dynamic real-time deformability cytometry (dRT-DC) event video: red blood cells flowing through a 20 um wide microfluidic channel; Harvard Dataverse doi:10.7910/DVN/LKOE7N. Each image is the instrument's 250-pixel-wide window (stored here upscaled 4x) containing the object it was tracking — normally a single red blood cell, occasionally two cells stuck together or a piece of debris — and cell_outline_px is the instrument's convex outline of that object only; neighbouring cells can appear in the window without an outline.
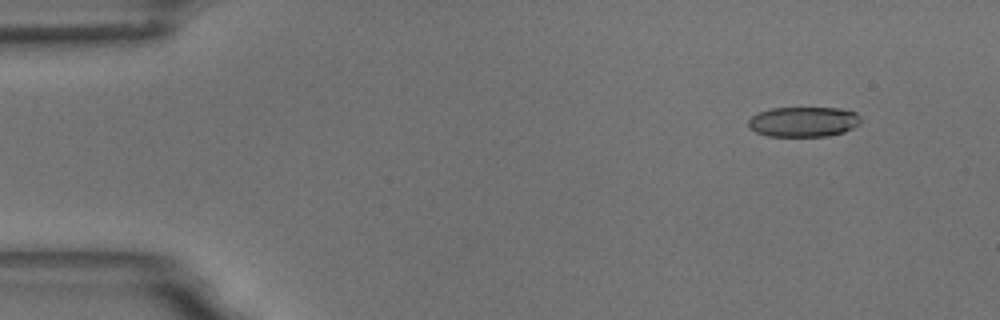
{"species": "common noctule bat (a hibernating species)", "species_latin": "Nyctalus noctula", "temperature_condition": "room temperature", "stored_images_in_passage": 51, "camera_frame_rate_fps": 3000, "um_per_image_px": 0.085, "animal": {"sex": "male", "body_mass_g": 18.8}, "frame": {"image": 1, "passage_image": 1, "time_ms": 0.0, "image_size_px": [1000, 320], "cell_outline_px": [[860, 124], [844, 132], [828, 136], [768, 136], [756, 132], [748, 128], [748, 120], [752, 116], [760, 112], [772, 108], [840, 108], [856, 112], [860, 116]], "centroid_in_image_um": [68.3, 10.35], "position_along_channel_um": 16.7, "area_um2": 19.77}}
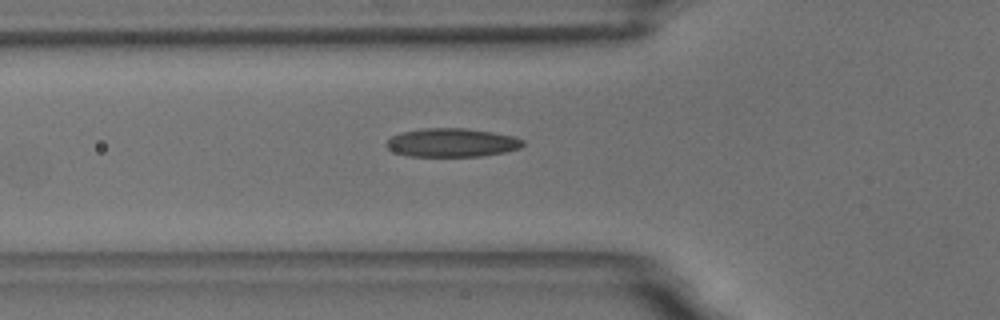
{"frame": {"image": 2, "passage_image": 15, "time_ms": 4.667, "image_size_px": [1000, 320], "cell_outline_px": [[524, 144], [520, 148], [504, 152], [480, 156], [408, 156], [396, 152], [388, 148], [384, 144], [392, 136], [400, 132], [424, 128], [468, 128], [492, 132], [512, 136], [524, 140]], "centroid_in_image_um": [38.4, 12.12], "position_along_channel_um": 87.4, "area_um2": 22.72}}
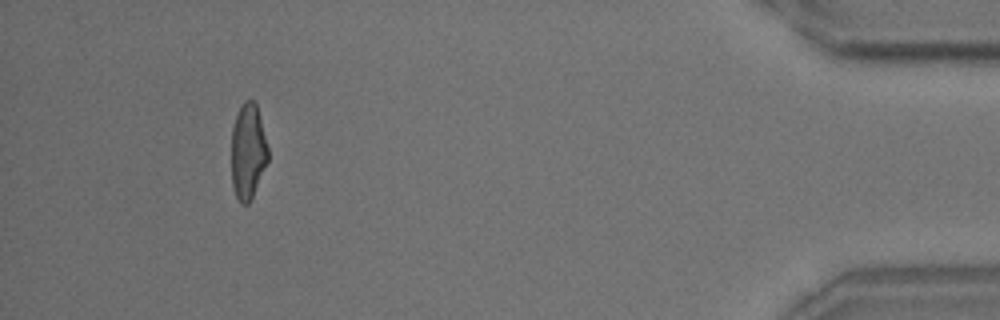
{"frame": {"image": 3, "passage_image": 47, "time_ms": 15.333, "image_size_px": [1000, 320], "cell_outline_px": [[268, 160], [252, 196], [248, 204], [240, 204], [236, 196], [232, 184], [232, 128], [236, 116], [244, 100], [252, 100], [256, 104], [268, 148]], "centroid_in_image_um": [21.07, 12.88], "position_along_channel_um": 414.1, "area_um2": 20.0}, "authors_computed_cell_mechanics": {"area_um2": 21.675, "velocity_mm_per_s": 3.6549, "shape_relaxation_time_tau1_ms": 6.776, "shape_relaxation_time_tau2_ms": 1.8986, "deformation_change_tau1": 0.1965, "deformation_change_tau2": 0.1013}}